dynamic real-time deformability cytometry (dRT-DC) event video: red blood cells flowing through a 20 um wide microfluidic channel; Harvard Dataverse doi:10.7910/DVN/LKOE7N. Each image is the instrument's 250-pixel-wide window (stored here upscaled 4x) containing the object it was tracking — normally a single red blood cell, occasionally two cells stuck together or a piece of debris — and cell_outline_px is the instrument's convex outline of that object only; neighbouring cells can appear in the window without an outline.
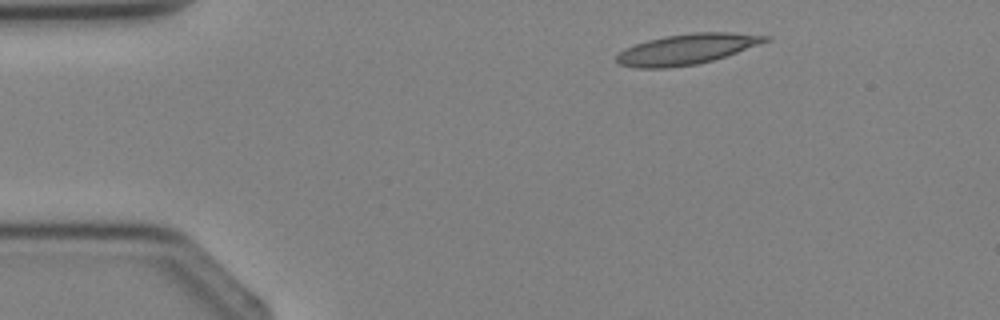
{"species": "Egyptian fruit bat (a non-hibernating species)", "species_latin": "Rousettus aegyptiacus", "temperature_condition": "cold", "stored_images_in_passage": 2, "camera_frame_rate_fps": 3000, "um_per_image_px": 0.085, "animal": {"sex": "female"}, "frame": {"image": 1, "passage_image": 1, "time_ms": 0.0, "image_size_px": [1000, 320], "cell_outline_px": [[772, 40], [712, 60], [696, 64], [668, 68], [636, 68], [620, 64], [616, 60], [616, 56], [624, 48], [648, 40], [664, 36], [692, 32], [732, 32], [772, 36]], "centroid_in_image_um": [58.39, 4.17], "position_along_channel_um": 26.6, "area_um2": 26.36}}